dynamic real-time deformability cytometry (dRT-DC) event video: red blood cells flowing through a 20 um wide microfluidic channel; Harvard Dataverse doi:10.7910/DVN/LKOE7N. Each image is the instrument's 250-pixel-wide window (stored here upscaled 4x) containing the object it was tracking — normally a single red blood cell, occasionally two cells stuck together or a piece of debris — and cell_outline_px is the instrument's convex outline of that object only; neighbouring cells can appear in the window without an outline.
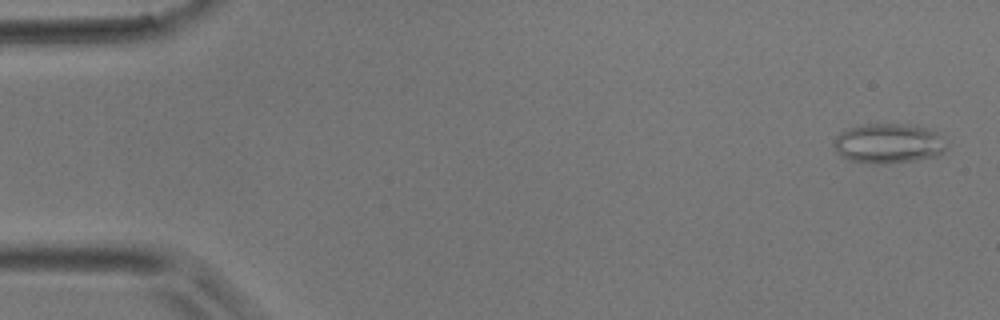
{"species": "common noctule bat (a hibernating species)", "species_latin": "Nyctalus noctula", "temperature_condition": "room temperature", "stored_images_in_passage": 4, "camera_frame_rate_fps": 3000, "um_per_image_px": 0.085, "animal": {"sex": "male", "body_mass_g": 17.9}, "frame": {"image": 1, "passage_image": 1, "time_ms": 0.0, "image_size_px": [1000, 320], "cell_outline_px": [[948, 148], [944, 152], [936, 156], [912, 160], [884, 164], [876, 164], [852, 160], [840, 156], [832, 144], [836, 136], [840, 132], [848, 128], [864, 124], [904, 124], [924, 128], [936, 132], [948, 144]], "centroid_in_image_um": [75.51, 12.19], "position_along_channel_um": 9.5, "area_um2": 26.07}}